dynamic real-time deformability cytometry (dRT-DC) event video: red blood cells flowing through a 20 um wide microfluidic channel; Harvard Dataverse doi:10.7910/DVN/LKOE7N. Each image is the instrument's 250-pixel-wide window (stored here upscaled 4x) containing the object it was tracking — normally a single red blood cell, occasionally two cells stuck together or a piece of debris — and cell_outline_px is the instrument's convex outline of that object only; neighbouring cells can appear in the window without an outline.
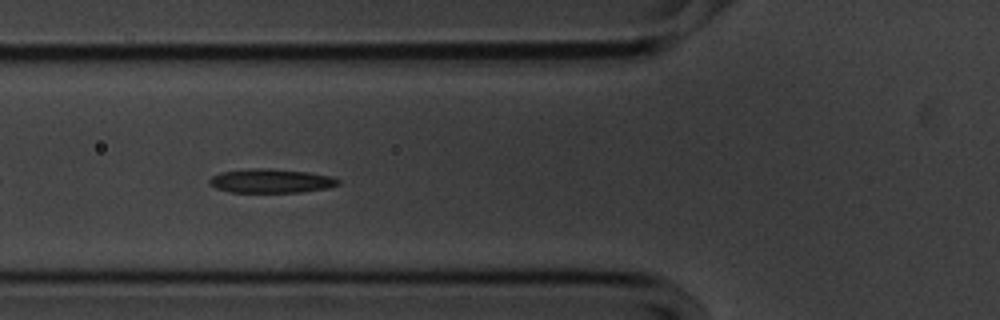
{"species": "common noctule bat (a hibernating species)", "species_latin": "Nyctalus noctula", "temperature_condition": "cold", "stored_images_in_passage": 43, "camera_frame_rate_fps": 3000, "um_per_image_px": 0.085, "animal": {"sex": "male", "body_mass_g": 20.1, "forearm_length_mm": 53.5}, "frame": {"image": 1, "passage_image": 6, "time_ms": 1.667, "image_size_px": [1000, 320], "cell_outline_px": [[340, 184], [328, 188], [300, 192], [232, 192], [216, 188], [208, 184], [208, 180], [212, 176], [220, 172], [248, 168], [272, 168], [308, 172], [332, 176], [340, 180]], "centroid_in_image_um": [23.03, 15.36], "position_along_channel_um": 102.8, "area_um2": 18.21}}
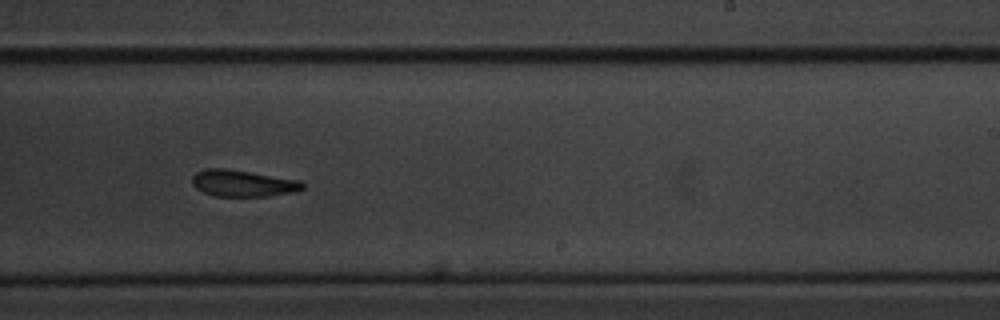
{"frame": {"image": 2, "passage_image": 20, "time_ms": 6.333, "image_size_px": [1000, 320], "cell_outline_px": [[304, 188], [288, 192], [268, 196], [216, 196], [204, 192], [196, 188], [192, 184], [192, 176], [196, 172], [204, 168], [228, 168], [300, 180], [304, 184]], "centroid_in_image_um": [20.59, 15.56], "position_along_channel_um": 268.4, "area_um2": 17.05}}
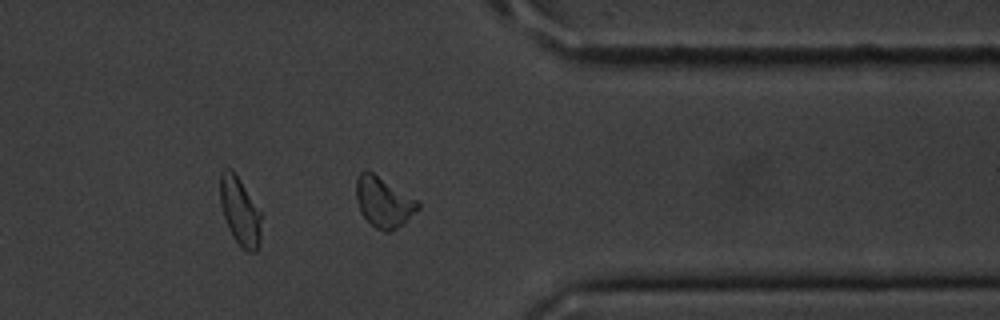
{"frame": {"image": 3, "passage_image": 30, "time_ms": 9.667, "image_size_px": [1000, 320], "cell_outline_px": [[420, 208], [392, 232], [384, 232], [376, 228], [360, 212], [356, 200], [356, 176], [364, 168], [368, 168], [416, 200], [420, 204]], "centroid_in_image_um": [32.56, 17.14], "position_along_channel_um": 378.8, "area_um2": 18.15}, "authors_computed_cell_mechanics": {"area_um2": 18.1492, "velocity_mm_per_s": 3.544, "shape_relaxation_time_tau1_ms": 2.3289, "shape_relaxation_time_tau2_ms": 4.5244, "deformation_change_tau1": 0.0978, "deformation_change_tau2": 0.1126}}